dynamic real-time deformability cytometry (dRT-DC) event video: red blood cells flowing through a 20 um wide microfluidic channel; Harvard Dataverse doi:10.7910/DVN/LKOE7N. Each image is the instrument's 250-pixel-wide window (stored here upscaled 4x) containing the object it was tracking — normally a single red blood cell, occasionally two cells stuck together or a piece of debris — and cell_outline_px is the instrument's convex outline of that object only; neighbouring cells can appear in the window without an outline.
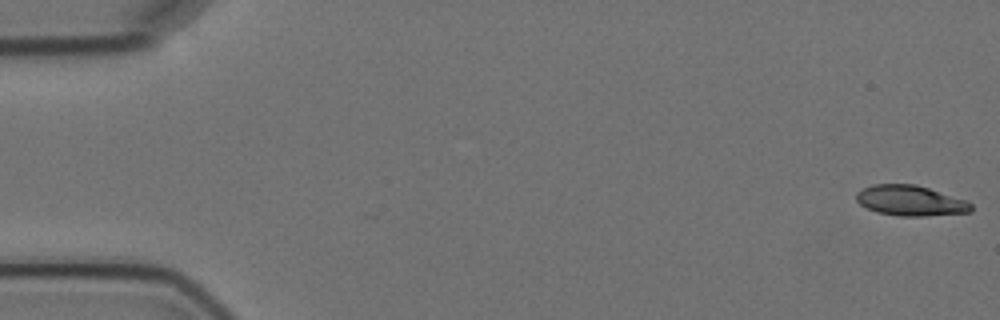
{"species": "Egyptian fruit bat (a non-hibernating species)", "species_latin": "Rousettus aegyptiacus", "temperature_condition": "cold", "stored_images_in_passage": 6, "camera_frame_rate_fps": 3000, "um_per_image_px": 0.085, "animal": {"sex": "female"}, "frame": {"image": 1, "passage_image": 1, "time_ms": 0.0, "image_size_px": [1000, 320], "cell_outline_px": [[972, 212], [924, 216], [900, 216], [876, 212], [860, 204], [856, 200], [856, 192], [872, 184], [916, 184], [968, 200], [972, 204]], "centroid_in_image_um": [77.41, 17.05], "position_along_channel_um": 7.6, "area_um2": 20.46}}
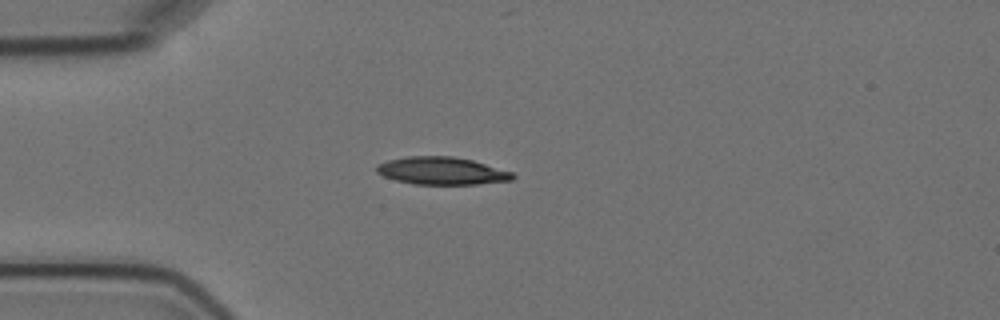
{"frame": {"image": 2, "passage_image": 5, "time_ms": 4.667, "image_size_px": [1000, 320], "cell_outline_px": [[516, 176], [512, 180], [476, 184], [412, 184], [396, 180], [384, 176], [376, 172], [376, 164], [388, 160], [408, 156], [452, 156], [472, 160], [512, 172]], "centroid_in_image_um": [37.52, 14.52], "position_along_channel_um": 47.5, "area_um2": 21.79}}